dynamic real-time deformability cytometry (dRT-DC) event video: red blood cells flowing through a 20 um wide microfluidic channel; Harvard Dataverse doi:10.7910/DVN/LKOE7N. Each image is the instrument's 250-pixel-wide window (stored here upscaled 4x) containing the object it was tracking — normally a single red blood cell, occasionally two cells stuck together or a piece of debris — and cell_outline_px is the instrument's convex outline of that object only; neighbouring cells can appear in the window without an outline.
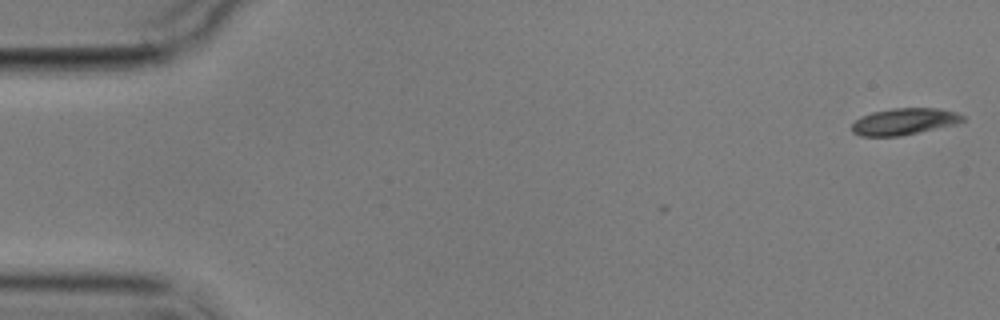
{"species": "common noctule bat (a hibernating species)", "species_latin": "Nyctalus noctula", "temperature_condition": "cold", "stored_images_in_passage": 4, "camera_frame_rate_fps": 3000, "um_per_image_px": 0.085, "animal": {"sex": "male", "body_mass_g": 17.9}, "frame": {"image": 1, "passage_image": 1, "time_ms": 0.0, "image_size_px": [1000, 320], "cell_outline_px": [[964, 120], [956, 124], [900, 136], [860, 136], [852, 132], [852, 124], [860, 116], [872, 112], [892, 108], [940, 108], [956, 112], [964, 116]], "centroid_in_image_um": [76.84, 10.32], "position_along_channel_um": 8.2, "area_um2": 17.22}}